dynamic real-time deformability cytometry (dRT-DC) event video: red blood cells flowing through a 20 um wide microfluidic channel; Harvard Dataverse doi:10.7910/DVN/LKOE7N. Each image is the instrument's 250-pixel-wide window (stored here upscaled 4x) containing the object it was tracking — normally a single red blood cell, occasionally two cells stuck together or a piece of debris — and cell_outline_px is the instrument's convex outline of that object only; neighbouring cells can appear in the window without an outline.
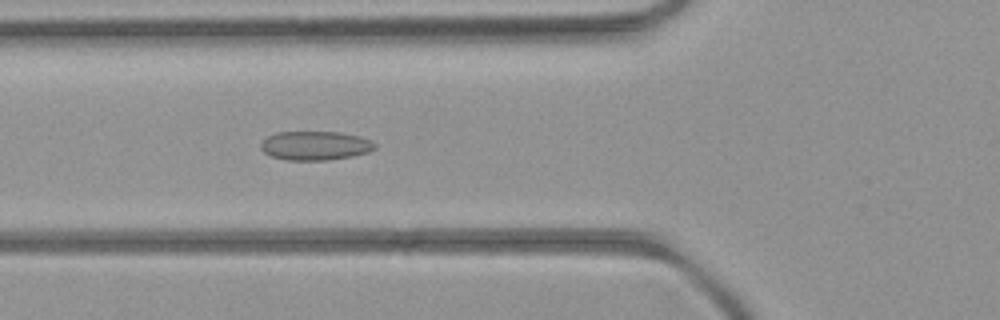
{"species": "common noctule bat (a hibernating species)", "species_latin": "Nyctalus noctula", "temperature_condition": "room temperature", "stored_images_in_passage": 50, "camera_frame_rate_fps": 3000, "um_per_image_px": 0.085, "animal": {"sex": "female", "body_mass_g": 21.9}, "frame": {"image": 1, "passage_image": 17, "time_ms": 5.333, "image_size_px": [1000, 320], "cell_outline_px": [[376, 148], [368, 152], [352, 156], [328, 160], [284, 160], [272, 156], [264, 152], [260, 148], [260, 144], [268, 136], [276, 132], [340, 132], [360, 136], [372, 140], [376, 144]], "centroid_in_image_um": [26.81, 12.38], "position_along_channel_um": 99.0, "area_um2": 19.36}}
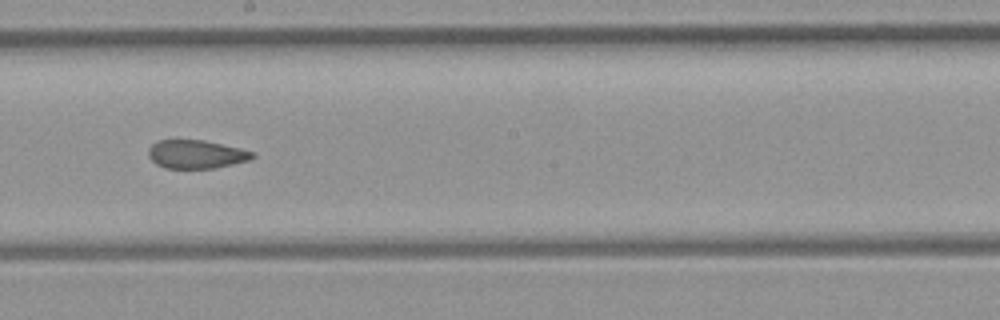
{"frame": {"image": 2, "passage_image": 27, "time_ms": 8.667, "image_size_px": [1000, 320], "cell_outline_px": [[256, 156], [252, 160], [216, 168], [164, 168], [156, 164], [148, 156], [148, 148], [156, 140], [204, 140], [240, 148], [256, 152]], "centroid_in_image_um": [16.71, 13.11], "position_along_channel_um": 231.5, "area_um2": 17.51}}
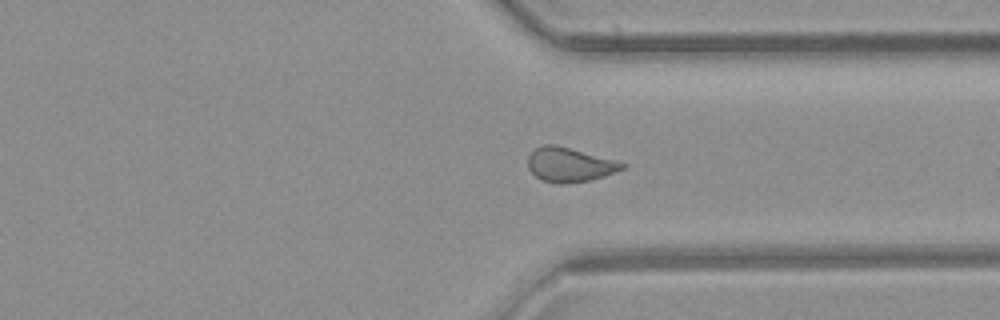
{"frame": {"image": 3, "passage_image": 37, "time_ms": 12.0, "image_size_px": [1000, 320], "cell_outline_px": [[628, 164], [624, 168], [604, 176], [588, 180], [564, 184], [556, 184], [540, 180], [528, 168], [528, 156], [536, 148], [544, 144], [552, 144], [616, 160]], "centroid_in_image_um": [48.4, 14.01], "position_along_channel_um": 363.0, "area_um2": 18.67}, "authors_computed_cell_mechanics": {"area_um2": 19.3052, "velocity_mm_per_s": 3.953, "shape_relaxation_time_tau1_ms": null, "shape_relaxation_time_tau2_ms": 1.8341, "deformation_change_tau1": null, "deformation_change_tau2": 0.086}}